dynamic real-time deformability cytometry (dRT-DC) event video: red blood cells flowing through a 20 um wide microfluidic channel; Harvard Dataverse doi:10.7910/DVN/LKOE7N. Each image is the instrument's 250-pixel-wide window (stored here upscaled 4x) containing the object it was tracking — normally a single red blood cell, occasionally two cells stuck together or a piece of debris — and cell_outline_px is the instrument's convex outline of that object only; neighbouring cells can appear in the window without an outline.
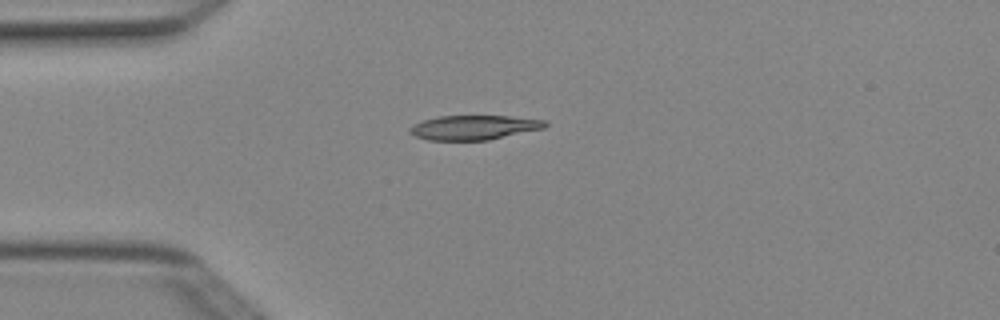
{"species": "Egyptian fruit bat (a non-hibernating species)", "species_latin": "Rousettus aegyptiacus", "temperature_condition": "cold", "stored_images_in_passage": 1, "camera_frame_rate_fps": 3000, "um_per_image_px": 0.085, "animal": {"sex": "female"}, "frame": {"image": 1, "passage_image": 1, "time_ms": 0.0, "image_size_px": [1000, 320], "cell_outline_px": [[548, 124], [544, 128], [488, 140], [428, 140], [412, 136], [408, 132], [408, 128], [412, 124], [424, 120], [440, 116], [508, 116], [548, 120]], "centroid_in_image_um": [40.25, 10.84], "position_along_channel_um": 44.8, "area_um2": 19.42}}